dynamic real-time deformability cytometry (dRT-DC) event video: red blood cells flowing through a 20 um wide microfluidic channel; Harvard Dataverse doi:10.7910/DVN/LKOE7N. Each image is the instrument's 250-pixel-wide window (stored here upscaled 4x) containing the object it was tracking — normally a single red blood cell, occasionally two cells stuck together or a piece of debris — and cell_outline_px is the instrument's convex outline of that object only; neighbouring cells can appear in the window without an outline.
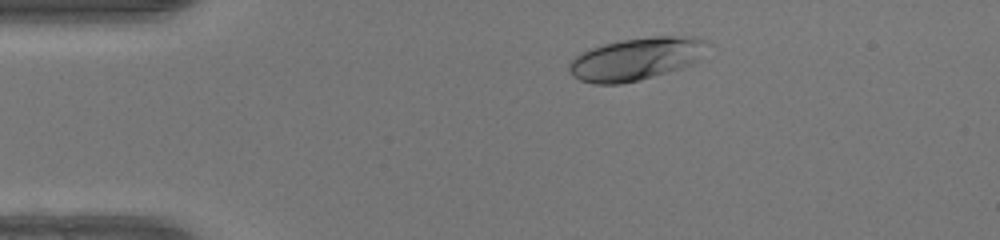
{"species": "human", "species_latin": "Homo sapiens", "temperature_condition": "warm", "stored_images_in_passage": 45, "camera_frame_rate_fps": 3000, "um_per_image_px": 0.085, "donor": {"sex": "female"}, "frame": {"image": 1, "passage_image": 6, "time_ms": 1.667, "image_size_px": [1000, 240], "cell_outline_px": [[712, 44], [692, 64], [680, 68], [640, 80], [620, 84], [596, 84], [580, 80], [572, 76], [568, 72], [568, 64], [580, 52], [604, 44], [620, 40], [656, 36], [692, 36], [704, 40]], "centroid_in_image_um": [54.06, 5.0], "position_along_channel_um": 30.9, "area_um2": 34.28}}
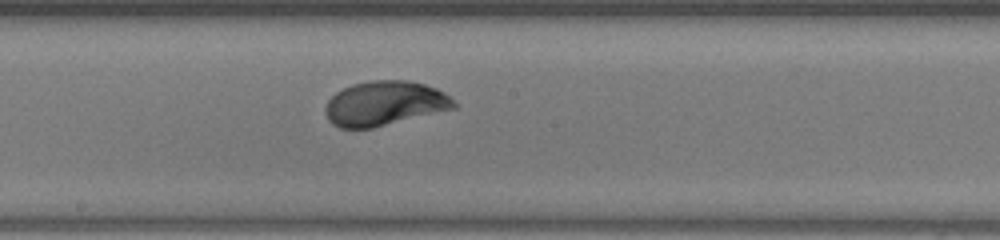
{"frame": {"image": 2, "passage_image": 23, "time_ms": 7.333, "image_size_px": [1000, 240], "cell_outline_px": [[460, 104], [456, 108], [372, 128], [340, 128], [332, 124], [328, 120], [324, 112], [324, 108], [328, 100], [336, 92], [352, 84], [368, 80], [408, 80], [424, 84], [436, 88], [444, 92]], "centroid_in_image_um": [32.7, 8.78], "position_along_channel_um": 215.5, "area_um2": 33.64}}
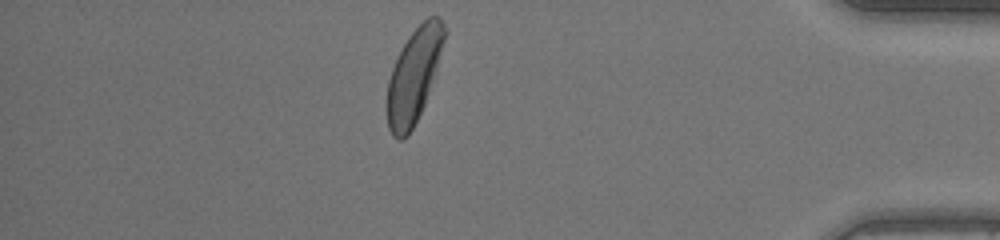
{"frame": {"image": 3, "passage_image": 39, "time_ms": 12.667, "image_size_px": [1000, 240], "cell_outline_px": [[448, 32], [424, 104], [408, 136], [400, 140], [396, 140], [392, 136], [388, 128], [384, 108], [388, 80], [392, 68], [408, 36], [428, 16], [436, 16], [448, 28]], "centroid_in_image_um": [35.14, 6.46], "position_along_channel_um": 400.1, "area_um2": 31.44}, "authors_computed_cell_mechanics": {"area_um2": 32.4836, "velocity_mm_per_s": 4.2228, "shape_relaxation_time_tau1_ms": 2.3341, "shape_relaxation_time_tau2_ms": null, "deformation_change_tau1": 0.1571, "deformation_change_tau2": null}}